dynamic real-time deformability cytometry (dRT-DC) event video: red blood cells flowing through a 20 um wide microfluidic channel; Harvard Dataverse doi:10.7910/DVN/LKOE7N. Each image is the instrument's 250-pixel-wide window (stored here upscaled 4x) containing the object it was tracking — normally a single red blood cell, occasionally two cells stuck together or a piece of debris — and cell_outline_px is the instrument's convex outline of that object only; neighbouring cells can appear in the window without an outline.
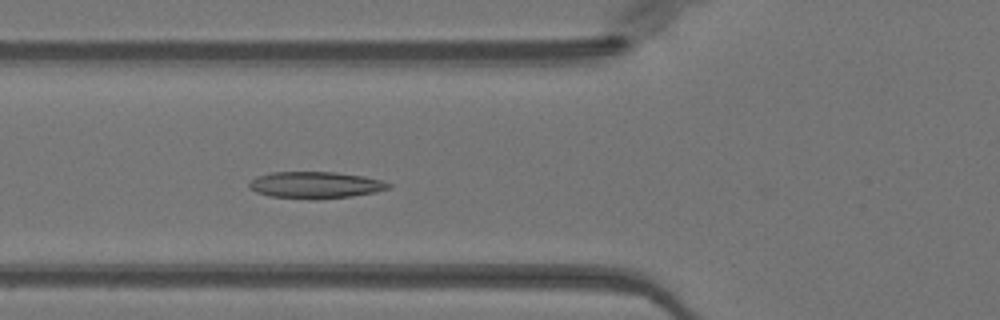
{"species": "Egyptian fruit bat (a non-hibernating species)", "species_latin": "Rousettus aegyptiacus", "temperature_condition": "warm", "stored_images_in_passage": 50, "camera_frame_rate_fps": 3000, "um_per_image_px": 0.085, "animal": {"sex": "female"}, "frame": {"image": 1, "passage_image": 18, "time_ms": 5.667, "image_size_px": [1000, 320], "cell_outline_px": [[392, 188], [376, 192], [352, 196], [268, 196], [256, 192], [248, 184], [256, 176], [272, 172], [336, 172], [364, 176], [380, 180], [392, 184]], "centroid_in_image_um": [26.86, 15.67], "position_along_channel_um": 98.9, "area_um2": 20.63}}
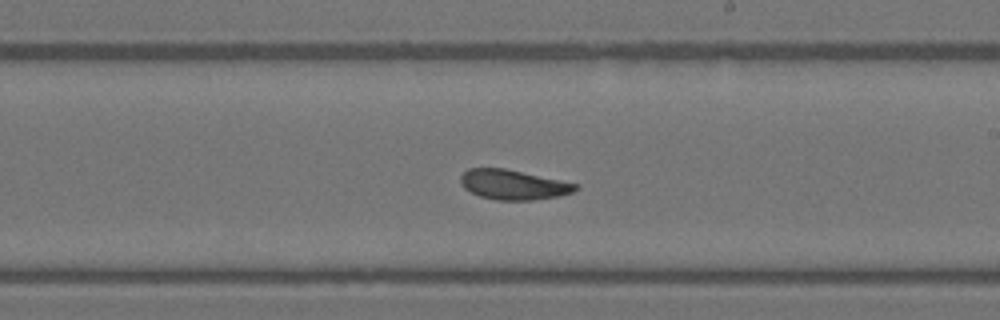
{"frame": {"image": 2, "passage_image": 29, "time_ms": 9.333, "image_size_px": [1000, 320], "cell_outline_px": [[580, 188], [572, 192], [560, 196], [532, 200], [496, 200], [480, 196], [464, 188], [460, 184], [460, 176], [468, 168], [504, 168], [580, 184]], "centroid_in_image_um": [43.64, 15.7], "position_along_channel_um": 245.4, "area_um2": 20.06}}
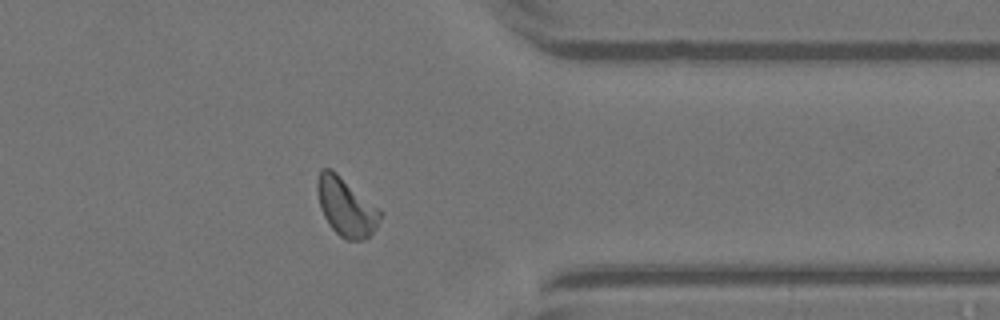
{"frame": {"image": 3, "passage_image": 40, "time_ms": 13.0, "image_size_px": [1000, 320], "cell_outline_px": [[380, 216], [376, 228], [364, 240], [344, 240], [332, 228], [324, 216], [320, 208], [316, 188], [316, 180], [320, 168], [332, 168], [376, 208], [380, 212]], "centroid_in_image_um": [29.34, 17.57], "position_along_channel_um": 382.1, "area_um2": 20.92}, "authors_computed_cell_mechanics": {"area_um2": 20.8947, "velocity_mm_per_s": 3.9775, "shape_relaxation_time_tau1_ms": 4.4839, "shape_relaxation_time_tau2_ms": 1.3997, "deformation_change_tau1": 0.1623, "deformation_change_tau2": 0.0696}}